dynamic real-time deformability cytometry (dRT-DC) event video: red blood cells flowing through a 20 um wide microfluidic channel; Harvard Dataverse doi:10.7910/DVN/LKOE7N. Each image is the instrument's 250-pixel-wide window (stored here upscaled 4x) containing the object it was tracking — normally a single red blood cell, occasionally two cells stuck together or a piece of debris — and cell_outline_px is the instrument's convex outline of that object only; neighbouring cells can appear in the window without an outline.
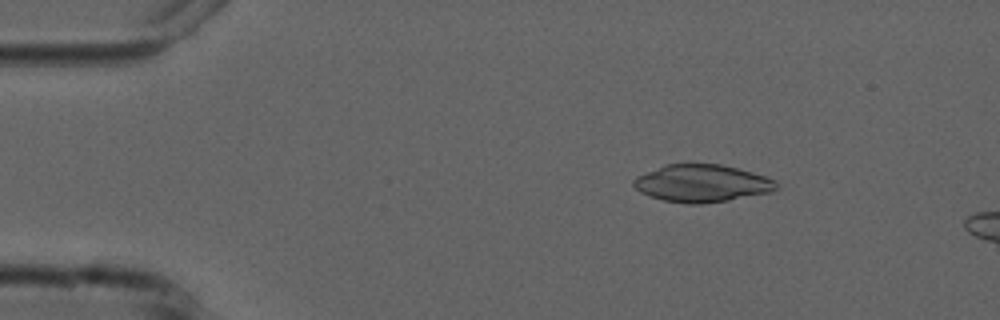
{"species": "common noctule bat (a hibernating species)", "species_latin": "Nyctalus noctula", "temperature_condition": "cold", "stored_images_in_passage": 4, "camera_frame_rate_fps": 3000, "um_per_image_px": 0.085, "animal": {"sex": "male", "forearm_length_mm": 52.5}, "frame": {"image": 1, "passage_image": 3, "time_ms": 2.333, "image_size_px": [1000, 320], "cell_outline_px": [[776, 188], [772, 192], [728, 200], [700, 204], [688, 204], [664, 200], [640, 192], [632, 184], [632, 180], [636, 176], [668, 164], [720, 164], [752, 172], [776, 180]], "centroid_in_image_um": [59.66, 15.59], "position_along_channel_um": 25.3, "area_um2": 30.81}}